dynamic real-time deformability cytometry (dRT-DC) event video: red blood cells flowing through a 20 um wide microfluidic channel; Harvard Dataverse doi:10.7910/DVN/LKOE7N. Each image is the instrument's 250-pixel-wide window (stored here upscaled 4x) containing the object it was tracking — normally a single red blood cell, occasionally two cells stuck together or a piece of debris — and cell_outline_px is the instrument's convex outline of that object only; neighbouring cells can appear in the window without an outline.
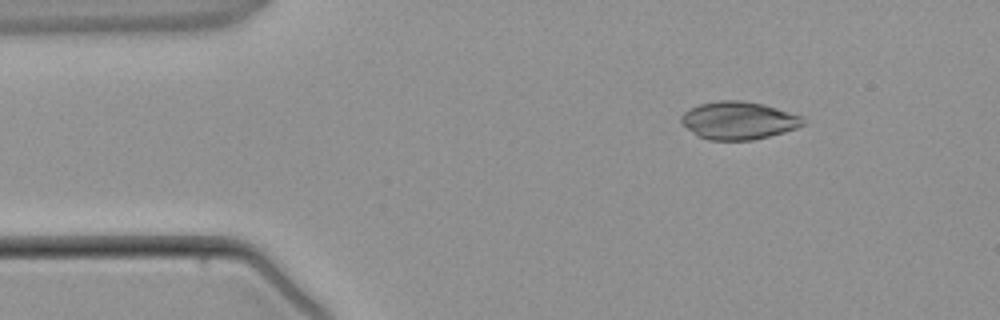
{"species": "common noctule bat (a hibernating species)", "species_latin": "Nyctalus noctula", "temperature_condition": "warm", "stored_images_in_passage": 4, "camera_frame_rate_fps": 3000, "um_per_image_px": 0.085, "animal": {"sex": "male", "body_mass_g": 21.5, "forearm_length_mm": 52.0}, "frame": {"image": 1, "passage_image": 2, "time_ms": 1.0, "image_size_px": [1000, 320], "cell_outline_px": [[804, 124], [796, 128], [784, 132], [752, 140], [708, 140], [700, 136], [688, 128], [680, 120], [680, 116], [684, 112], [700, 104], [720, 100], [740, 100], [764, 104], [804, 116]], "centroid_in_image_um": [62.81, 10.23], "position_along_channel_um": 22.2, "area_um2": 26.65}}